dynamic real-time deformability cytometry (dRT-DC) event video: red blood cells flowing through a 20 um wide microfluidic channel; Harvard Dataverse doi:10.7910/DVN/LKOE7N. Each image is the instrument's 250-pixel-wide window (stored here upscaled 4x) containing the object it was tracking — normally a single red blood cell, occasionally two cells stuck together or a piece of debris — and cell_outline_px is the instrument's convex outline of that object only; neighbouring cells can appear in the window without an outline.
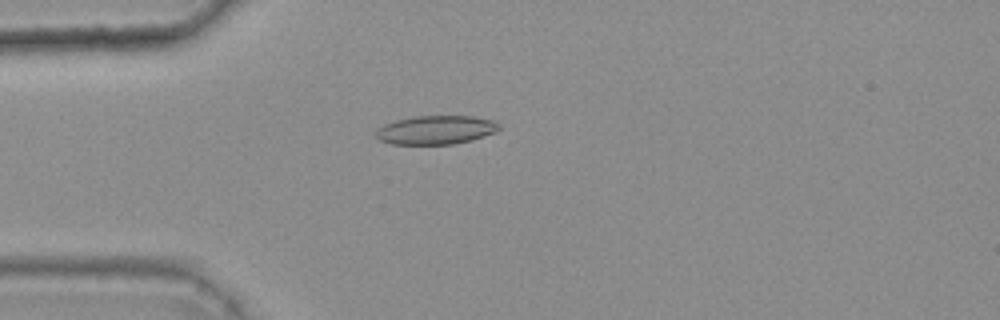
{"species": "common noctule bat (a hibernating species)", "species_latin": "Nyctalus noctula", "temperature_condition": "warm", "stored_images_in_passage": 49, "camera_frame_rate_fps": 3000, "um_per_image_px": 0.085, "animal": {"sex": "female", "body_mass_g": 25.1}, "frame": {"image": 1, "passage_image": 15, "time_ms": 4.667, "image_size_px": [1000, 320], "cell_outline_px": [[500, 128], [496, 132], [472, 140], [456, 144], [392, 144], [380, 140], [376, 136], [376, 128], [384, 124], [396, 120], [416, 116], [472, 116], [492, 120], [500, 124]], "centroid_in_image_um": [37.06, 11.04], "position_along_channel_um": 47.9, "area_um2": 20.69}}
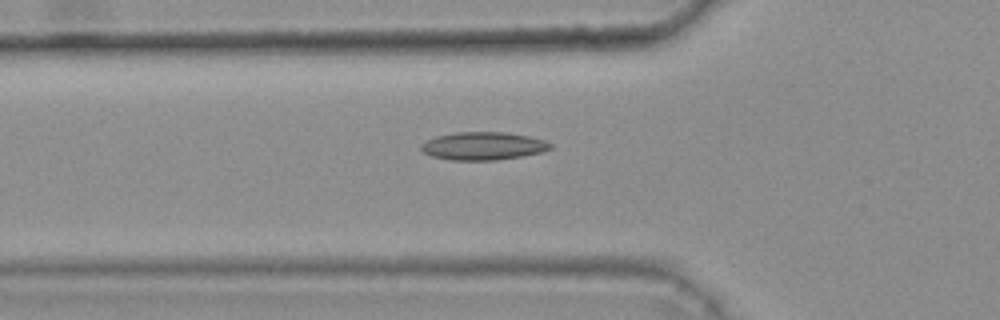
{"frame": {"image": 2, "passage_image": 19, "time_ms": 6.0, "image_size_px": [1000, 320], "cell_outline_px": [[552, 148], [544, 152], [524, 156], [496, 160], [452, 160], [432, 156], [424, 152], [420, 148], [420, 144], [436, 136], [456, 132], [504, 132], [528, 136], [544, 140], [552, 144]], "centroid_in_image_um": [41.09, 12.41], "position_along_channel_um": 84.7, "area_um2": 21.1}}
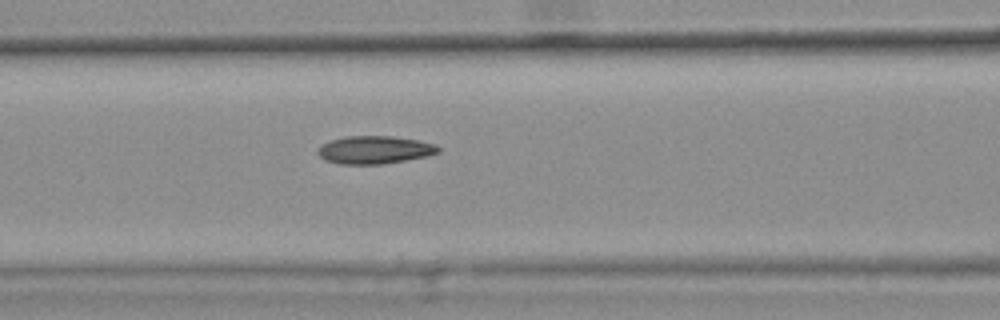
{"frame": {"image": 3, "passage_image": 23, "time_ms": 7.333, "image_size_px": [1000, 320], "cell_outline_px": [[440, 152], [428, 156], [384, 164], [340, 164], [324, 160], [316, 152], [316, 148], [320, 144], [344, 136], [392, 136], [420, 140], [436, 144], [440, 148]], "centroid_in_image_um": [31.83, 12.73], "position_along_channel_um": 134.8, "area_um2": 19.88}, "authors_computed_cell_mechanics": {"area_um2": 19.4208, "velocity_mm_per_s": 3.7181, "shape_relaxation_time_tau1_ms": null, "shape_relaxation_time_tau2_ms": 2.8068, "deformation_change_tau1": null, "deformation_change_tau2": 0.085}}